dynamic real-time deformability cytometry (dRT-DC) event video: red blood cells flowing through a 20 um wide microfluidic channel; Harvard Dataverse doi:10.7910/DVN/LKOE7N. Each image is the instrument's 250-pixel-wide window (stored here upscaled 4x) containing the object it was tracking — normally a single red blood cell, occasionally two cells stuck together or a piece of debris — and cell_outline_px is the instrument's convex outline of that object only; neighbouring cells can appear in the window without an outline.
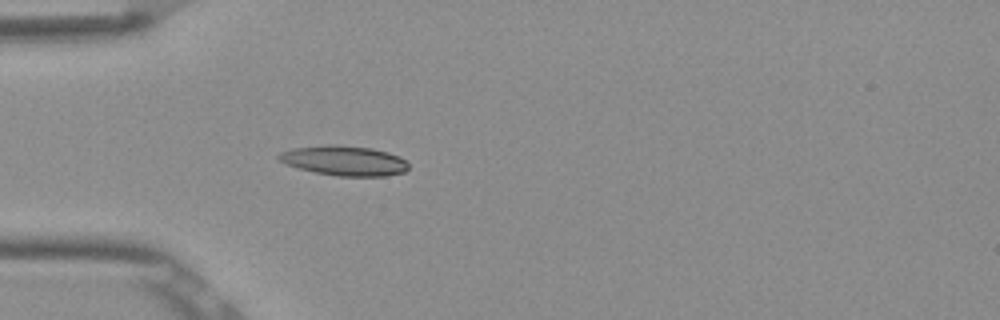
{"species": "Egyptian fruit bat (a non-hibernating species)", "species_latin": "Rousettus aegyptiacus", "temperature_condition": "room temperature", "stored_images_in_passage": 6, "camera_frame_rate_fps": 3000, "um_per_image_px": 0.085, "frame": {"image": 1, "passage_image": 6, "time_ms": 1.667, "image_size_px": [1000, 320], "cell_outline_px": [[408, 168], [404, 172], [384, 176], [336, 176], [316, 172], [300, 168], [288, 164], [280, 160], [276, 156], [280, 152], [292, 148], [328, 144], [336, 144], [372, 148], [388, 152], [400, 156], [408, 164]], "centroid_in_image_um": [29.27, 13.64], "position_along_channel_um": 55.7, "area_um2": 22.54}}